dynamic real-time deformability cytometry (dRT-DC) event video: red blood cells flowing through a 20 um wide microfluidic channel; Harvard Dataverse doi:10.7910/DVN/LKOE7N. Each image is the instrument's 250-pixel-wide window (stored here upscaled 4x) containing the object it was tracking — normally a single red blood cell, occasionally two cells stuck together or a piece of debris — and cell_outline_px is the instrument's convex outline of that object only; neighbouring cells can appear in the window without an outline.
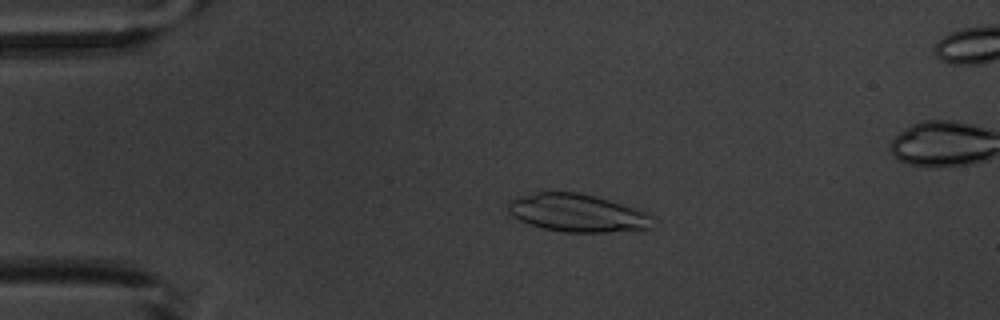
{"species": "common noctule bat (a hibernating species)", "species_latin": "Nyctalus noctula", "temperature_condition": "warm", "stored_images_in_passage": 4, "camera_frame_rate_fps": 3000, "um_per_image_px": 0.085, "animal": {"sex": "male", "body_mass_g": 20.1, "forearm_length_mm": 53.5}, "frame": {"image": 1, "passage_image": 2, "time_ms": 1.667, "image_size_px": [1000, 320], "cell_outline_px": [[652, 228], [640, 232], [564, 232], [544, 228], [520, 220], [512, 216], [508, 208], [508, 204], [512, 200], [520, 196], [532, 192], [580, 192], [596, 196], [644, 212], [652, 216]], "centroid_in_image_um": [49.12, 18.12], "position_along_channel_um": 35.9, "area_um2": 31.91}}